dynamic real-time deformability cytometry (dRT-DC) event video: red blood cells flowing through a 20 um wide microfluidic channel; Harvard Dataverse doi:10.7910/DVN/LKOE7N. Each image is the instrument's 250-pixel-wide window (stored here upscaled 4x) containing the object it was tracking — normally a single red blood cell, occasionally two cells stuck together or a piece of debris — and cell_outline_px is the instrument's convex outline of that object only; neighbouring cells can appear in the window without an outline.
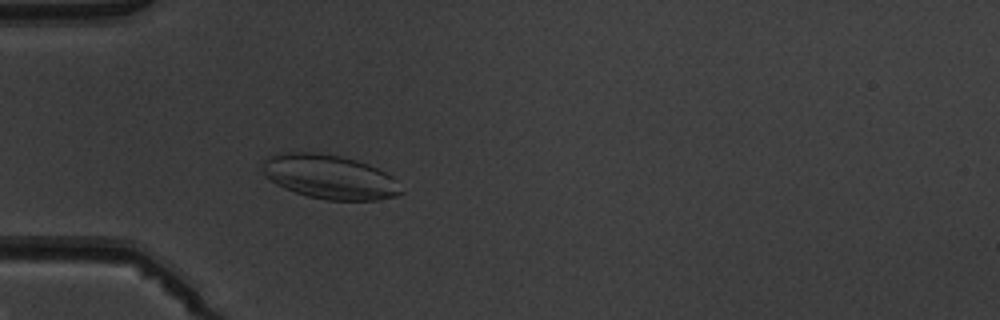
{"species": "common noctule bat (a hibernating species)", "species_latin": "Nyctalus noctula", "temperature_condition": "warm", "stored_images_in_passage": 3, "camera_frame_rate_fps": 3000, "um_per_image_px": 0.085, "animal": {"sex": "male", "body_mass_g": 19.5, "forearm_length_mm": 54.6}, "frame": {"image": 1, "passage_image": 3, "time_ms": 2.333, "image_size_px": [1000, 320], "cell_outline_px": [[404, 192], [396, 196], [376, 200], [328, 200], [308, 196], [284, 188], [276, 184], [264, 176], [264, 160], [268, 156], [288, 152], [316, 152], [340, 156], [356, 160], [368, 164], [384, 172], [396, 180]], "centroid_in_image_um": [28.02, 15.03], "position_along_channel_um": 57.0, "area_um2": 35.43}}